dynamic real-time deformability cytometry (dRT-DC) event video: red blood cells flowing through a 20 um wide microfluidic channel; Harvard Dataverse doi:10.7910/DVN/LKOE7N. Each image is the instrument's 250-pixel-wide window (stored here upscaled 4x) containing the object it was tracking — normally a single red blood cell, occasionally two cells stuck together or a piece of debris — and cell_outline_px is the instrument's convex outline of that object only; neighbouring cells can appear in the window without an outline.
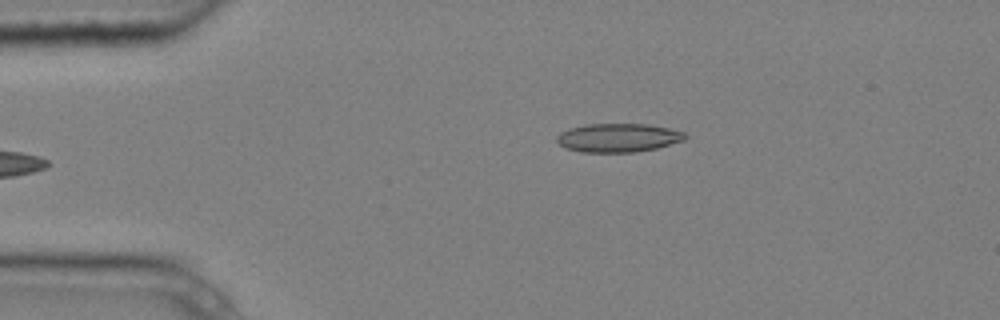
{"species": "common noctule bat (a hibernating species)", "species_latin": "Nyctalus noctula", "temperature_condition": "cold", "stored_images_in_passage": 6, "camera_frame_rate_fps": 3000, "um_per_image_px": 0.085, "animal": {"sex": "male", "body_mass_g": 20.4}, "frame": {"image": 1, "passage_image": 6, "time_ms": 1.667, "image_size_px": [1000, 320], "cell_outline_px": [[688, 136], [684, 140], [656, 148], [636, 152], [580, 152], [564, 148], [556, 140], [556, 136], [560, 132], [568, 128], [588, 124], [648, 124], [668, 128], [684, 132]], "centroid_in_image_um": [52.52, 11.71], "position_along_channel_um": 32.5, "area_um2": 21.5}}